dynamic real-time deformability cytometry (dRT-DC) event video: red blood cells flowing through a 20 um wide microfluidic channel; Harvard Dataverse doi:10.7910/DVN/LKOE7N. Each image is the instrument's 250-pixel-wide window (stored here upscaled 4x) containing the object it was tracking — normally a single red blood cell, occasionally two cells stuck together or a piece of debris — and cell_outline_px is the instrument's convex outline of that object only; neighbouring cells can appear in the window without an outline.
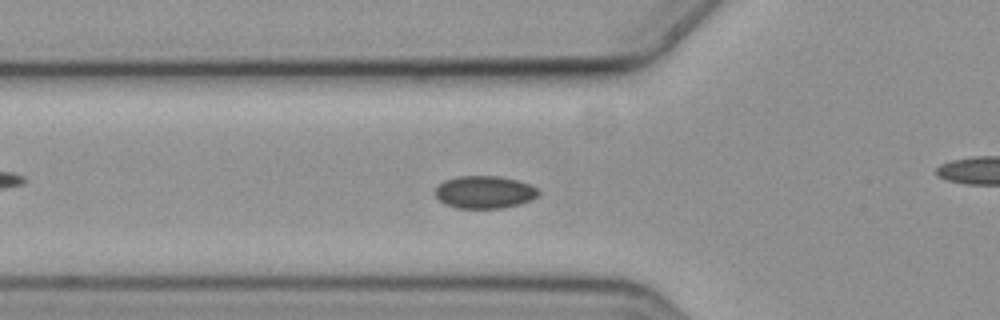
{"species": "common noctule bat (a hibernating species)", "species_latin": "Nyctalus noctula", "temperature_condition": "cold", "stored_images_in_passage": 52, "camera_frame_rate_fps": 3000, "um_per_image_px": 0.085, "animal": {"sex": "female", "body_mass_g": 19.3, "forearm_length_mm": 54.1}, "frame": {"image": 1, "passage_image": 13, "time_ms": 4.0, "image_size_px": [1000, 320], "cell_outline_px": [[540, 196], [532, 200], [520, 204], [504, 208], [456, 208], [444, 204], [436, 196], [436, 188], [444, 180], [456, 176], [500, 176], [516, 180], [528, 184], [536, 188], [540, 192]], "centroid_in_image_um": [41.2, 16.34], "position_along_channel_um": 84.6, "area_um2": 19.71}}
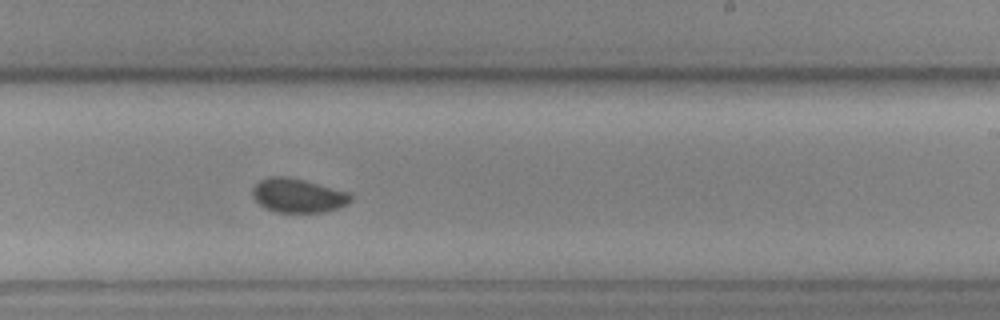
{"frame": {"image": 2, "passage_image": 28, "time_ms": 9.0, "image_size_px": [1000, 320], "cell_outline_px": [[352, 200], [348, 204], [324, 212], [276, 212], [264, 208], [252, 196], [252, 188], [260, 180], [268, 176], [288, 176], [304, 180], [348, 192], [352, 196]], "centroid_in_image_um": [25.31, 16.61], "position_along_channel_um": 263.7, "area_um2": 19.48}}
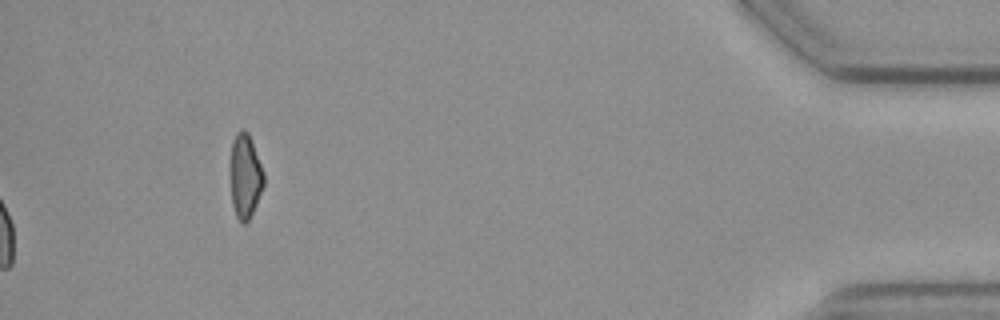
{"frame": {"image": 3, "passage_image": 52, "time_ms": 17.0, "image_size_px": [1000, 320], "cell_outline_px": [[264, 184], [256, 204], [248, 220], [244, 224], [236, 216], [232, 204], [232, 140], [236, 132], [240, 128], [244, 128], [248, 132], [252, 140], [264, 172]], "centroid_in_image_um": [20.87, 14.91], "position_along_channel_um": 414.3, "area_um2": 16.07}}